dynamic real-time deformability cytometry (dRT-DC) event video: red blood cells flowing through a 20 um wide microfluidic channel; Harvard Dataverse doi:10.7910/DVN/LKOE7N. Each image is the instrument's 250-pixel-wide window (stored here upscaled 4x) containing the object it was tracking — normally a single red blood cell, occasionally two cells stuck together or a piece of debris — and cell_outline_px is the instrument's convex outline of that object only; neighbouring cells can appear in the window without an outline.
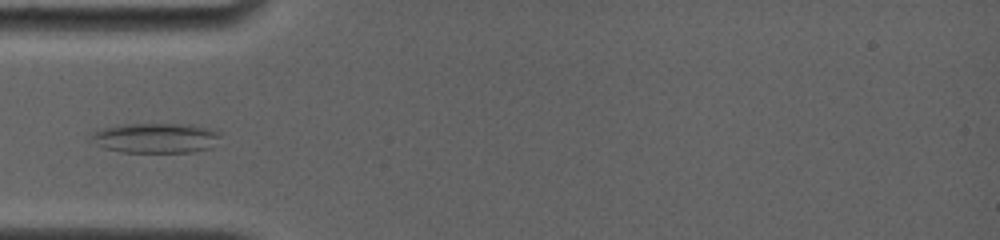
{"species": "common noctule bat (a hibernating species)", "species_latin": "Nyctalus noctula", "temperature_condition": "room temperature", "stored_images_in_passage": 52, "camera_frame_rate_fps": 4000, "um_per_image_px": 0.085, "animal": {"sex": "female", "body_mass_g": 19.0, "forearm_length_mm": 56.7}, "frame": {"image": 1, "passage_image": 1, "time_ms": 0.0, "image_size_px": [1000, 240], "cell_outline_px": [[220, 136], [212, 148], [192, 152], [120, 152], [104, 148], [88, 140], [88, 136], [104, 128], [124, 124], [184, 124], [208, 128], [220, 132]], "centroid_in_image_um": [13.22, 11.74], "position_along_channel_um": 71.8, "area_um2": 22.6}}
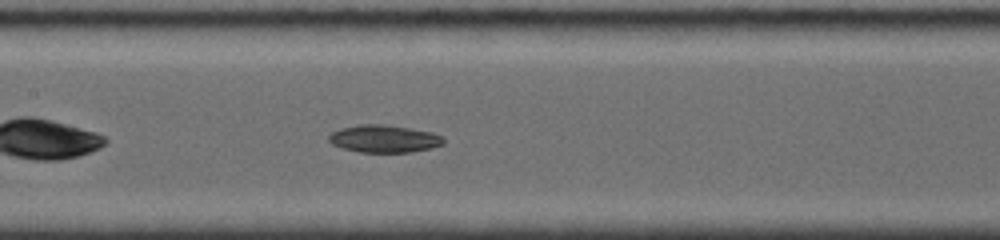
{"frame": {"image": 2, "passage_image": 23, "time_ms": 2.75, "image_size_px": [1000, 240], "cell_outline_px": [[444, 144], [432, 148], [412, 152], [360, 152], [344, 148], [332, 144], [328, 140], [328, 136], [332, 132], [340, 128], [360, 124], [388, 124], [432, 132], [444, 136]], "centroid_in_image_um": [32.68, 11.78], "position_along_channel_um": 174.7, "area_um2": 18.55}}
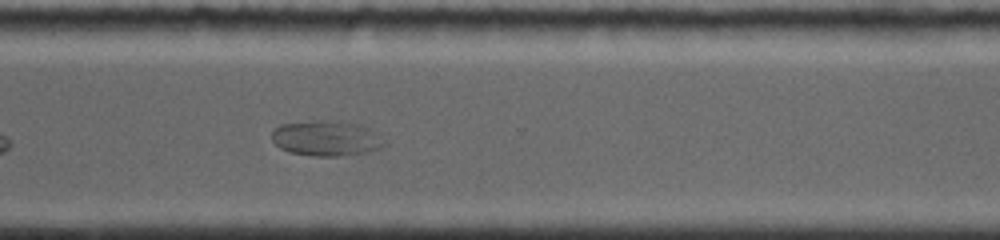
{"frame": {"image": 3, "passage_image": 51, "time_ms": 7.25, "image_size_px": [1000, 240], "cell_outline_px": [[384, 144], [380, 148], [368, 152], [340, 156], [312, 156], [288, 152], [280, 148], [272, 140], [272, 132], [280, 124], [320, 120], [356, 124], [368, 128], [376, 132]], "centroid_in_image_um": [27.69, 11.77], "position_along_channel_um": 342.9, "area_um2": 22.83}}